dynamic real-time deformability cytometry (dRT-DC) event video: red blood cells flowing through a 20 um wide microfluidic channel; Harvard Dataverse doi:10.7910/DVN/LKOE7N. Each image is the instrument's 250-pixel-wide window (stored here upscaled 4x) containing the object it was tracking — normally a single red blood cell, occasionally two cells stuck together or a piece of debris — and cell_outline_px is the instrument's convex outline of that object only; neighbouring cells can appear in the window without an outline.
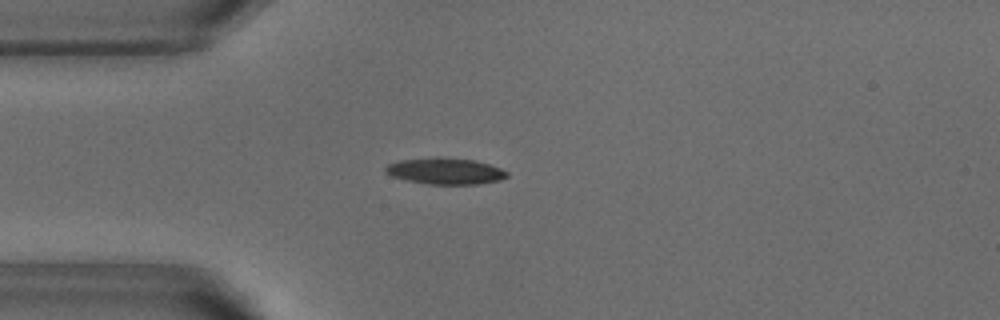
{"species": "common noctule bat (a hibernating species)", "species_latin": "Nyctalus noctula", "temperature_condition": "warm", "stored_images_in_passage": 40, "camera_frame_rate_fps": 3000, "um_per_image_px": 0.085, "animal": {"sex": "male", "body_mass_g": 18.8}, "frame": {"image": 1, "passage_image": 2, "time_ms": 0.333, "image_size_px": [1000, 320], "cell_outline_px": [[508, 176], [500, 180], [480, 184], [428, 184], [408, 180], [392, 176], [384, 172], [384, 168], [388, 164], [400, 160], [436, 156], [440, 156], [476, 160], [500, 168], [508, 172]], "centroid_in_image_um": [37.85, 14.53], "position_along_channel_um": 47.2, "area_um2": 18.84}}
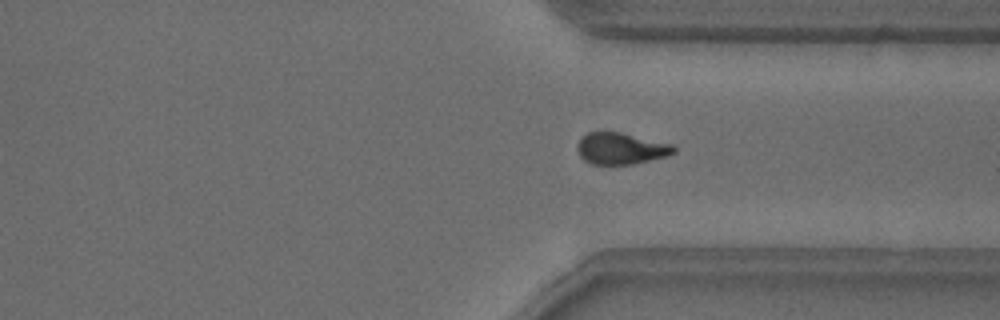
{"frame": {"image": 2, "passage_image": 27, "time_ms": 8.667, "image_size_px": [1000, 320], "cell_outline_px": [[676, 152], [668, 156], [632, 164], [592, 164], [584, 160], [580, 156], [576, 148], [576, 144], [588, 132], [620, 132], [672, 144], [676, 148]], "centroid_in_image_um": [52.78, 12.63], "position_along_channel_um": 358.6, "area_um2": 17.69}}
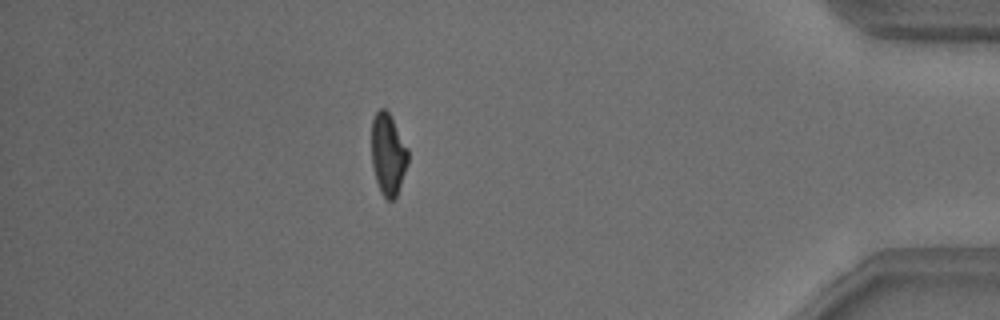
{"frame": {"image": 3, "passage_image": 34, "time_ms": 11.0, "image_size_px": [1000, 320], "cell_outline_px": [[408, 164], [396, 196], [392, 200], [388, 200], [380, 192], [376, 180], [372, 164], [372, 120], [376, 112], [380, 108], [384, 108], [388, 112], [408, 148]], "centroid_in_image_um": [32.98, 13.12], "position_along_channel_um": 402.2, "area_um2": 17.17}, "authors_computed_cell_mechanics": {"area_um2": 18.3515, "velocity_mm_per_s": 3.8636, "shape_relaxation_time_tau1_ms": 3.9393, "shape_relaxation_time_tau2_ms": 3.523, "deformation_change_tau1": 0.1644, "deformation_change_tau2": 0.1086}}